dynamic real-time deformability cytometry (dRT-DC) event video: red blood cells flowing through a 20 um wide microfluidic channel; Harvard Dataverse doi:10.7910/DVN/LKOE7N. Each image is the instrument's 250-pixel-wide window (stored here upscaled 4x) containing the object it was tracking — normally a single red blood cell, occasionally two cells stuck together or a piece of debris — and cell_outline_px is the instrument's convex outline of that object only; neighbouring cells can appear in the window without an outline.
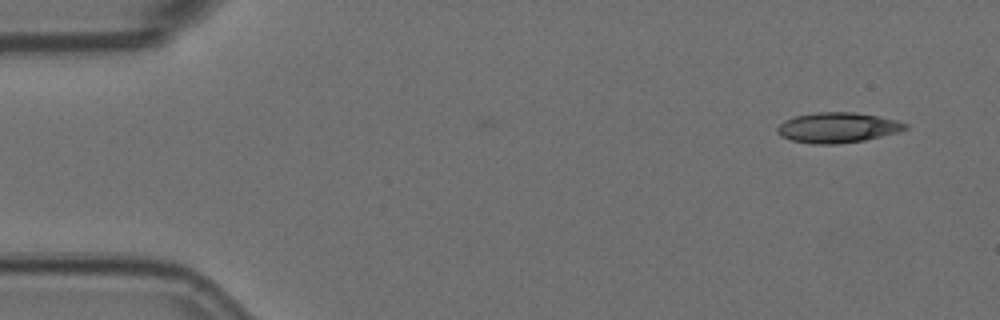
{"species": "Egyptian fruit bat (a non-hibernating species)", "species_latin": "Rousettus aegyptiacus", "temperature_condition": "room temperature", "stored_images_in_passage": 2, "camera_frame_rate_fps": 3000, "um_per_image_px": 0.085, "animal": {"sex": "female"}, "frame": {"image": 1, "passage_image": 2, "time_ms": 0.333, "image_size_px": [1000, 320], "cell_outline_px": [[908, 128], [896, 132], [864, 140], [836, 144], [812, 144], [792, 140], [780, 136], [776, 132], [776, 128], [784, 120], [796, 116], [816, 112], [856, 112], [896, 120], [908, 124]], "centroid_in_image_um": [71.15, 10.84], "position_along_channel_um": 13.8, "area_um2": 22.43}}